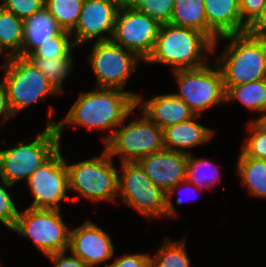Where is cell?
<instances>
[{
    "mask_svg": "<svg viewBox=\"0 0 266 267\" xmlns=\"http://www.w3.org/2000/svg\"><path fill=\"white\" fill-rule=\"evenodd\" d=\"M219 165L210 159L200 158L195 154H189L186 164V180L200 189H211L217 185L223 174Z\"/></svg>",
    "mask_w": 266,
    "mask_h": 267,
    "instance_id": "25",
    "label": "cell"
},
{
    "mask_svg": "<svg viewBox=\"0 0 266 267\" xmlns=\"http://www.w3.org/2000/svg\"><path fill=\"white\" fill-rule=\"evenodd\" d=\"M202 115H195L190 120L173 124L163 129L164 147L167 150L192 154L193 148L211 142L215 130L199 123Z\"/></svg>",
    "mask_w": 266,
    "mask_h": 267,
    "instance_id": "19",
    "label": "cell"
},
{
    "mask_svg": "<svg viewBox=\"0 0 266 267\" xmlns=\"http://www.w3.org/2000/svg\"><path fill=\"white\" fill-rule=\"evenodd\" d=\"M2 265H3V262H1V259H0V267H2Z\"/></svg>",
    "mask_w": 266,
    "mask_h": 267,
    "instance_id": "43",
    "label": "cell"
},
{
    "mask_svg": "<svg viewBox=\"0 0 266 267\" xmlns=\"http://www.w3.org/2000/svg\"><path fill=\"white\" fill-rule=\"evenodd\" d=\"M64 222L62 210L20 209L17 222L11 232L32 241L35 250L45 257L69 248L70 226Z\"/></svg>",
    "mask_w": 266,
    "mask_h": 267,
    "instance_id": "8",
    "label": "cell"
},
{
    "mask_svg": "<svg viewBox=\"0 0 266 267\" xmlns=\"http://www.w3.org/2000/svg\"><path fill=\"white\" fill-rule=\"evenodd\" d=\"M175 77L178 92L196 115H204L208 109L225 104L223 75L214 60L196 69H179L171 73Z\"/></svg>",
    "mask_w": 266,
    "mask_h": 267,
    "instance_id": "9",
    "label": "cell"
},
{
    "mask_svg": "<svg viewBox=\"0 0 266 267\" xmlns=\"http://www.w3.org/2000/svg\"><path fill=\"white\" fill-rule=\"evenodd\" d=\"M90 48L86 62L94 73L95 87L122 89L137 99L139 92L131 91L126 86L143 61L112 40L94 41Z\"/></svg>",
    "mask_w": 266,
    "mask_h": 267,
    "instance_id": "11",
    "label": "cell"
},
{
    "mask_svg": "<svg viewBox=\"0 0 266 267\" xmlns=\"http://www.w3.org/2000/svg\"><path fill=\"white\" fill-rule=\"evenodd\" d=\"M72 52L67 57L60 58H29L37 69L49 80V82L62 95L64 94V82L74 72L75 56Z\"/></svg>",
    "mask_w": 266,
    "mask_h": 267,
    "instance_id": "27",
    "label": "cell"
},
{
    "mask_svg": "<svg viewBox=\"0 0 266 267\" xmlns=\"http://www.w3.org/2000/svg\"><path fill=\"white\" fill-rule=\"evenodd\" d=\"M45 0H2L0 6L26 20L45 7Z\"/></svg>",
    "mask_w": 266,
    "mask_h": 267,
    "instance_id": "34",
    "label": "cell"
},
{
    "mask_svg": "<svg viewBox=\"0 0 266 267\" xmlns=\"http://www.w3.org/2000/svg\"><path fill=\"white\" fill-rule=\"evenodd\" d=\"M242 22L248 27L260 14L265 0H239Z\"/></svg>",
    "mask_w": 266,
    "mask_h": 267,
    "instance_id": "36",
    "label": "cell"
},
{
    "mask_svg": "<svg viewBox=\"0 0 266 267\" xmlns=\"http://www.w3.org/2000/svg\"><path fill=\"white\" fill-rule=\"evenodd\" d=\"M60 147L26 181L32 202L28 207L62 210L68 196V169Z\"/></svg>",
    "mask_w": 266,
    "mask_h": 267,
    "instance_id": "12",
    "label": "cell"
},
{
    "mask_svg": "<svg viewBox=\"0 0 266 267\" xmlns=\"http://www.w3.org/2000/svg\"><path fill=\"white\" fill-rule=\"evenodd\" d=\"M45 8L61 30L72 32L80 18L84 0H45Z\"/></svg>",
    "mask_w": 266,
    "mask_h": 267,
    "instance_id": "28",
    "label": "cell"
},
{
    "mask_svg": "<svg viewBox=\"0 0 266 267\" xmlns=\"http://www.w3.org/2000/svg\"><path fill=\"white\" fill-rule=\"evenodd\" d=\"M214 43L203 33L185 27L162 24L154 50L146 65L162 64L172 71L205 66L213 55Z\"/></svg>",
    "mask_w": 266,
    "mask_h": 267,
    "instance_id": "3",
    "label": "cell"
},
{
    "mask_svg": "<svg viewBox=\"0 0 266 267\" xmlns=\"http://www.w3.org/2000/svg\"><path fill=\"white\" fill-rule=\"evenodd\" d=\"M161 243L155 255L150 254V267H192L185 238L174 240L166 236Z\"/></svg>",
    "mask_w": 266,
    "mask_h": 267,
    "instance_id": "26",
    "label": "cell"
},
{
    "mask_svg": "<svg viewBox=\"0 0 266 267\" xmlns=\"http://www.w3.org/2000/svg\"><path fill=\"white\" fill-rule=\"evenodd\" d=\"M175 0H146L138 10L157 20L160 24L171 21Z\"/></svg>",
    "mask_w": 266,
    "mask_h": 267,
    "instance_id": "33",
    "label": "cell"
},
{
    "mask_svg": "<svg viewBox=\"0 0 266 267\" xmlns=\"http://www.w3.org/2000/svg\"><path fill=\"white\" fill-rule=\"evenodd\" d=\"M161 25L138 9L121 6L111 40L145 63L154 50Z\"/></svg>",
    "mask_w": 266,
    "mask_h": 267,
    "instance_id": "13",
    "label": "cell"
},
{
    "mask_svg": "<svg viewBox=\"0 0 266 267\" xmlns=\"http://www.w3.org/2000/svg\"><path fill=\"white\" fill-rule=\"evenodd\" d=\"M252 120H255L263 129L266 130V112L261 114L259 117L257 116V118L255 117V119L253 118Z\"/></svg>",
    "mask_w": 266,
    "mask_h": 267,
    "instance_id": "41",
    "label": "cell"
},
{
    "mask_svg": "<svg viewBox=\"0 0 266 267\" xmlns=\"http://www.w3.org/2000/svg\"><path fill=\"white\" fill-rule=\"evenodd\" d=\"M130 253L114 256L113 261H110L105 267H150V253Z\"/></svg>",
    "mask_w": 266,
    "mask_h": 267,
    "instance_id": "35",
    "label": "cell"
},
{
    "mask_svg": "<svg viewBox=\"0 0 266 267\" xmlns=\"http://www.w3.org/2000/svg\"><path fill=\"white\" fill-rule=\"evenodd\" d=\"M247 32L256 35H266V0L259 16L247 27Z\"/></svg>",
    "mask_w": 266,
    "mask_h": 267,
    "instance_id": "39",
    "label": "cell"
},
{
    "mask_svg": "<svg viewBox=\"0 0 266 267\" xmlns=\"http://www.w3.org/2000/svg\"><path fill=\"white\" fill-rule=\"evenodd\" d=\"M46 258L50 260L54 267H88L86 263L69 250L50 254Z\"/></svg>",
    "mask_w": 266,
    "mask_h": 267,
    "instance_id": "37",
    "label": "cell"
},
{
    "mask_svg": "<svg viewBox=\"0 0 266 267\" xmlns=\"http://www.w3.org/2000/svg\"><path fill=\"white\" fill-rule=\"evenodd\" d=\"M222 40L226 46L216 54ZM213 54L216 57L212 59L222 72L224 86H238L266 78V35L244 32L220 37L214 43Z\"/></svg>",
    "mask_w": 266,
    "mask_h": 267,
    "instance_id": "2",
    "label": "cell"
},
{
    "mask_svg": "<svg viewBox=\"0 0 266 267\" xmlns=\"http://www.w3.org/2000/svg\"><path fill=\"white\" fill-rule=\"evenodd\" d=\"M247 137L240 148L238 157H252L266 160V130L255 120L247 123Z\"/></svg>",
    "mask_w": 266,
    "mask_h": 267,
    "instance_id": "30",
    "label": "cell"
},
{
    "mask_svg": "<svg viewBox=\"0 0 266 267\" xmlns=\"http://www.w3.org/2000/svg\"><path fill=\"white\" fill-rule=\"evenodd\" d=\"M188 154L163 149L140 158L137 162L153 183L167 193L186 180Z\"/></svg>",
    "mask_w": 266,
    "mask_h": 267,
    "instance_id": "16",
    "label": "cell"
},
{
    "mask_svg": "<svg viewBox=\"0 0 266 267\" xmlns=\"http://www.w3.org/2000/svg\"><path fill=\"white\" fill-rule=\"evenodd\" d=\"M2 69L1 78L15 117L38 101L61 95L28 57H8Z\"/></svg>",
    "mask_w": 266,
    "mask_h": 267,
    "instance_id": "7",
    "label": "cell"
},
{
    "mask_svg": "<svg viewBox=\"0 0 266 267\" xmlns=\"http://www.w3.org/2000/svg\"><path fill=\"white\" fill-rule=\"evenodd\" d=\"M0 57H2L0 60H2V64H1V66L3 67V66L6 64L8 57H7V55H5V54L2 52L1 49H0Z\"/></svg>",
    "mask_w": 266,
    "mask_h": 267,
    "instance_id": "42",
    "label": "cell"
},
{
    "mask_svg": "<svg viewBox=\"0 0 266 267\" xmlns=\"http://www.w3.org/2000/svg\"><path fill=\"white\" fill-rule=\"evenodd\" d=\"M136 98L128 91L118 88L95 87L78 94L67 114L53 120L55 107L48 105L46 125L56 127L60 141L67 127H85L88 131H101L103 145L111 138L115 129L125 120L136 107Z\"/></svg>",
    "mask_w": 266,
    "mask_h": 267,
    "instance_id": "1",
    "label": "cell"
},
{
    "mask_svg": "<svg viewBox=\"0 0 266 267\" xmlns=\"http://www.w3.org/2000/svg\"><path fill=\"white\" fill-rule=\"evenodd\" d=\"M224 88L226 105H232L238 101L252 114L261 115L266 112V78L238 86H224Z\"/></svg>",
    "mask_w": 266,
    "mask_h": 267,
    "instance_id": "21",
    "label": "cell"
},
{
    "mask_svg": "<svg viewBox=\"0 0 266 267\" xmlns=\"http://www.w3.org/2000/svg\"><path fill=\"white\" fill-rule=\"evenodd\" d=\"M113 242L111 235L89 218L70 229L68 250L88 267H105L116 255Z\"/></svg>",
    "mask_w": 266,
    "mask_h": 267,
    "instance_id": "15",
    "label": "cell"
},
{
    "mask_svg": "<svg viewBox=\"0 0 266 267\" xmlns=\"http://www.w3.org/2000/svg\"><path fill=\"white\" fill-rule=\"evenodd\" d=\"M61 31L53 16L43 7L25 20L23 57H28L37 47Z\"/></svg>",
    "mask_w": 266,
    "mask_h": 267,
    "instance_id": "20",
    "label": "cell"
},
{
    "mask_svg": "<svg viewBox=\"0 0 266 267\" xmlns=\"http://www.w3.org/2000/svg\"><path fill=\"white\" fill-rule=\"evenodd\" d=\"M236 172L240 184L248 195L255 199H266V160L252 157H238Z\"/></svg>",
    "mask_w": 266,
    "mask_h": 267,
    "instance_id": "22",
    "label": "cell"
},
{
    "mask_svg": "<svg viewBox=\"0 0 266 267\" xmlns=\"http://www.w3.org/2000/svg\"><path fill=\"white\" fill-rule=\"evenodd\" d=\"M120 8V0H84L79 21L71 32L78 49L94 40H111Z\"/></svg>",
    "mask_w": 266,
    "mask_h": 267,
    "instance_id": "14",
    "label": "cell"
},
{
    "mask_svg": "<svg viewBox=\"0 0 266 267\" xmlns=\"http://www.w3.org/2000/svg\"><path fill=\"white\" fill-rule=\"evenodd\" d=\"M14 113L10 107L7 88L3 81L0 80V124L3 127L6 123L10 122V120L14 119ZM8 121V122H7Z\"/></svg>",
    "mask_w": 266,
    "mask_h": 267,
    "instance_id": "38",
    "label": "cell"
},
{
    "mask_svg": "<svg viewBox=\"0 0 266 267\" xmlns=\"http://www.w3.org/2000/svg\"><path fill=\"white\" fill-rule=\"evenodd\" d=\"M146 0H120L122 7L138 9Z\"/></svg>",
    "mask_w": 266,
    "mask_h": 267,
    "instance_id": "40",
    "label": "cell"
},
{
    "mask_svg": "<svg viewBox=\"0 0 266 267\" xmlns=\"http://www.w3.org/2000/svg\"><path fill=\"white\" fill-rule=\"evenodd\" d=\"M120 163L117 200L146 219H166V193L153 183L137 161Z\"/></svg>",
    "mask_w": 266,
    "mask_h": 267,
    "instance_id": "10",
    "label": "cell"
},
{
    "mask_svg": "<svg viewBox=\"0 0 266 267\" xmlns=\"http://www.w3.org/2000/svg\"><path fill=\"white\" fill-rule=\"evenodd\" d=\"M170 24L195 29L208 37L204 0H175Z\"/></svg>",
    "mask_w": 266,
    "mask_h": 267,
    "instance_id": "24",
    "label": "cell"
},
{
    "mask_svg": "<svg viewBox=\"0 0 266 267\" xmlns=\"http://www.w3.org/2000/svg\"><path fill=\"white\" fill-rule=\"evenodd\" d=\"M24 31L25 20L0 6V49L7 57H23Z\"/></svg>",
    "mask_w": 266,
    "mask_h": 267,
    "instance_id": "23",
    "label": "cell"
},
{
    "mask_svg": "<svg viewBox=\"0 0 266 267\" xmlns=\"http://www.w3.org/2000/svg\"><path fill=\"white\" fill-rule=\"evenodd\" d=\"M11 185L0 178V223L9 231H12L17 222L20 207L16 205L14 197L12 198Z\"/></svg>",
    "mask_w": 266,
    "mask_h": 267,
    "instance_id": "31",
    "label": "cell"
},
{
    "mask_svg": "<svg viewBox=\"0 0 266 267\" xmlns=\"http://www.w3.org/2000/svg\"><path fill=\"white\" fill-rule=\"evenodd\" d=\"M208 38L215 43L220 37L247 32L242 22L239 0H204Z\"/></svg>",
    "mask_w": 266,
    "mask_h": 267,
    "instance_id": "18",
    "label": "cell"
},
{
    "mask_svg": "<svg viewBox=\"0 0 266 267\" xmlns=\"http://www.w3.org/2000/svg\"><path fill=\"white\" fill-rule=\"evenodd\" d=\"M78 48L71 32L62 30L41 46L37 47L28 58H60L69 56Z\"/></svg>",
    "mask_w": 266,
    "mask_h": 267,
    "instance_id": "29",
    "label": "cell"
},
{
    "mask_svg": "<svg viewBox=\"0 0 266 267\" xmlns=\"http://www.w3.org/2000/svg\"><path fill=\"white\" fill-rule=\"evenodd\" d=\"M137 109L141 113L140 117L135 113ZM103 148L113 159L117 157L119 162L138 161L165 149L163 129L136 106L115 129Z\"/></svg>",
    "mask_w": 266,
    "mask_h": 267,
    "instance_id": "5",
    "label": "cell"
},
{
    "mask_svg": "<svg viewBox=\"0 0 266 267\" xmlns=\"http://www.w3.org/2000/svg\"><path fill=\"white\" fill-rule=\"evenodd\" d=\"M143 97L138 96L136 106L162 129L190 120L196 115L174 92L154 95L149 100Z\"/></svg>",
    "mask_w": 266,
    "mask_h": 267,
    "instance_id": "17",
    "label": "cell"
},
{
    "mask_svg": "<svg viewBox=\"0 0 266 267\" xmlns=\"http://www.w3.org/2000/svg\"><path fill=\"white\" fill-rule=\"evenodd\" d=\"M181 190H182V192H181ZM183 191H184V193H183ZM201 191H204V189L198 188L196 185H194L193 183H190L188 180H184V181L178 183L177 185H175L174 187H172L166 193V195H167L166 218L167 219L168 218L169 219L170 218L173 219L172 217L175 218L178 215L177 206L172 201V199L175 196L179 195L178 197H176L177 199L175 201H176V203H177L178 206H182V204L184 203V200H185V199H183L184 198L183 195L186 197V200L189 201V199H190L191 201H193L192 200V196L193 195H196L197 193H201ZM180 194H182V196ZM193 198L195 199L194 196H193ZM195 200H197V198Z\"/></svg>",
    "mask_w": 266,
    "mask_h": 267,
    "instance_id": "32",
    "label": "cell"
},
{
    "mask_svg": "<svg viewBox=\"0 0 266 267\" xmlns=\"http://www.w3.org/2000/svg\"><path fill=\"white\" fill-rule=\"evenodd\" d=\"M34 136L32 141L21 139L17 145L0 149V178L7 183L15 186L27 181L61 147L54 126L45 125L44 130Z\"/></svg>",
    "mask_w": 266,
    "mask_h": 267,
    "instance_id": "6",
    "label": "cell"
},
{
    "mask_svg": "<svg viewBox=\"0 0 266 267\" xmlns=\"http://www.w3.org/2000/svg\"><path fill=\"white\" fill-rule=\"evenodd\" d=\"M68 169L69 192H75L72 202L88 200L98 204L110 202L117 205L118 167L103 148L101 154L71 163L65 158Z\"/></svg>",
    "mask_w": 266,
    "mask_h": 267,
    "instance_id": "4",
    "label": "cell"
}]
</instances>
